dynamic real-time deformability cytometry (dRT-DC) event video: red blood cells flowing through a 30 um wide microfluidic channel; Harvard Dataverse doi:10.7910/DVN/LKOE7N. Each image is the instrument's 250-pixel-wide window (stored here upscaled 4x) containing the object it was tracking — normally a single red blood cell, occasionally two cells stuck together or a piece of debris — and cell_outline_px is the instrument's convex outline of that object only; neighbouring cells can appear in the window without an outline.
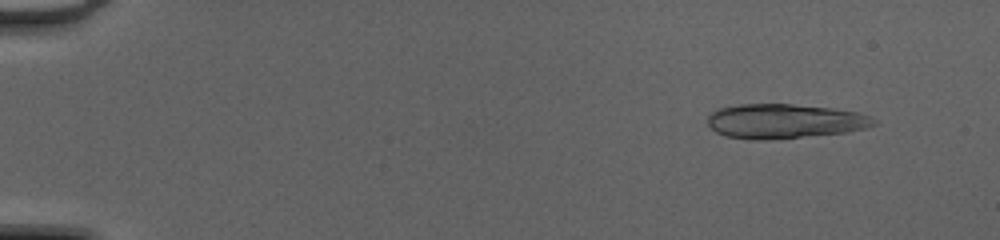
{"species": "common noctule bat (a hibernating species)", "species_latin": "Nyctalus noctula", "temperature_condition": "cold", "stored_images_in_passage": 8, "camera_frame_rate_fps": 3000, "um_per_image_px": 0.085, "animal": {"sex": "female", "body_mass_g": 20.0, "forearm_length_mm": 54.0}, "frame": {"image": 1, "passage_image": 5, "time_ms": 1.333, "image_size_px": [1000, 240], "cell_outline_px": [[876, 124], [864, 128], [844, 132], [768, 140], [752, 140], [724, 136], [716, 132], [708, 124], [708, 116], [716, 108], [740, 104], [792, 104], [832, 108], [856, 112], [872, 116], [876, 120]], "centroid_in_image_um": [66.64, 10.3], "position_along_channel_um": 18.4, "area_um2": 33.41}}